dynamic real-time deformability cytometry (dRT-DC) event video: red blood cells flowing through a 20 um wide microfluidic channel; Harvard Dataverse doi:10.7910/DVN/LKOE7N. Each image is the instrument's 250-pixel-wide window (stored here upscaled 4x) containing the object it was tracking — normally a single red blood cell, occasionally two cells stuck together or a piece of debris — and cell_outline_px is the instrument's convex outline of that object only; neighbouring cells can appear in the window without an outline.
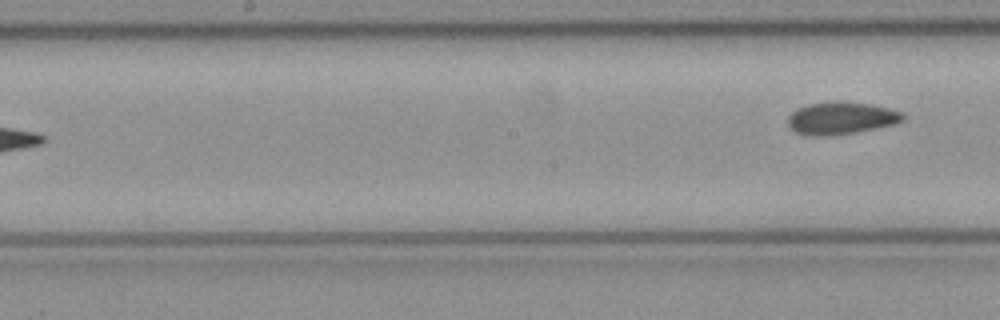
{"species": "common noctule bat (a hibernating species)", "species_latin": "Nyctalus noctula", "temperature_condition": "cold", "stored_images_in_passage": 8, "segment_of_instrument_passage": [2, 2], "camera_frame_rate_fps": 3000, "um_per_image_px": 0.085, "animal": {"sex": "female", "body_mass_g": 21.9}, "frame": {"image": 1, "passage_image": 8, "time_ms": 2.333, "image_size_px": [1000, 320], "cell_outline_px": [[904, 120], [896, 124], [856, 132], [832, 136], [808, 136], [796, 132], [788, 128], [788, 116], [796, 108], [808, 104], [840, 100], [872, 104], [888, 108], [900, 112], [904, 116]], "centroid_in_image_um": [71.46, 10.04], "position_along_channel_um": 176.7, "area_um2": 22.08}}